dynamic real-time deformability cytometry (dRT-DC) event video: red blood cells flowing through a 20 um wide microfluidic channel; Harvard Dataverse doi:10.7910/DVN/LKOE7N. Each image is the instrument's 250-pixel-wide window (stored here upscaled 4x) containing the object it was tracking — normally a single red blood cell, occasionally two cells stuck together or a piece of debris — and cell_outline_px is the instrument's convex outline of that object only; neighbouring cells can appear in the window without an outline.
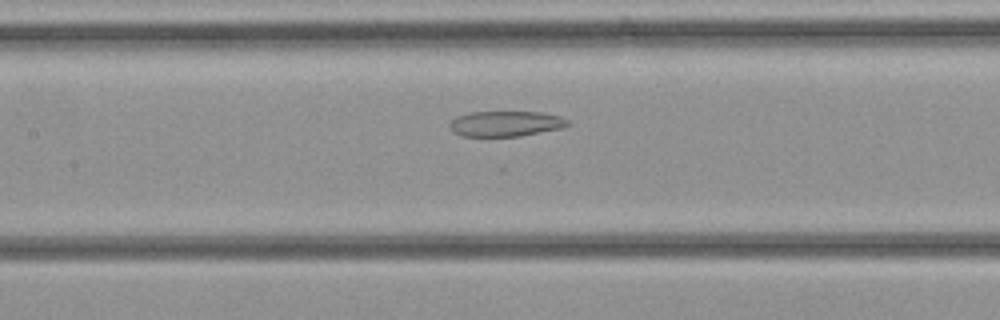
{"species": "common noctule bat (a hibernating species)", "species_latin": "Nyctalus noctula", "temperature_condition": "cold", "stored_images_in_passage": 30, "camera_frame_rate_fps": 3000, "um_per_image_px": 0.085, "animal": {"sex": "female", "body_mass_g": 21.9}, "frame": {"image": 1, "passage_image": 12, "time_ms": 3.667, "image_size_px": [1000, 320], "cell_outline_px": [[572, 124], [564, 128], [520, 136], [460, 136], [452, 132], [448, 124], [456, 116], [472, 112], [544, 112], [560, 116], [568, 120]], "centroid_in_image_um": [43.01, 10.51], "position_along_channel_um": 164.4, "area_um2": 17.74}}
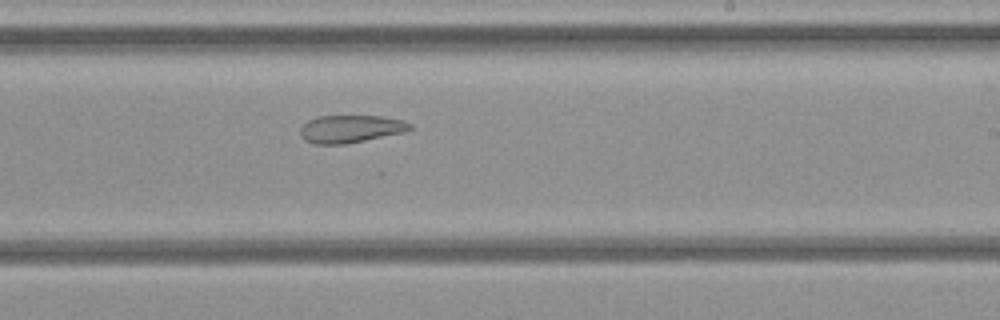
{"frame": {"image": 2, "passage_image": 17, "time_ms": 5.333, "image_size_px": [1000, 320], "cell_outline_px": [[412, 128], [404, 132], [344, 144], [312, 144], [304, 140], [300, 136], [300, 128], [308, 120], [316, 116], [384, 116], [404, 120], [412, 124]], "centroid_in_image_um": [29.78, 10.95], "position_along_channel_um": 259.2, "area_um2": 17.74}}
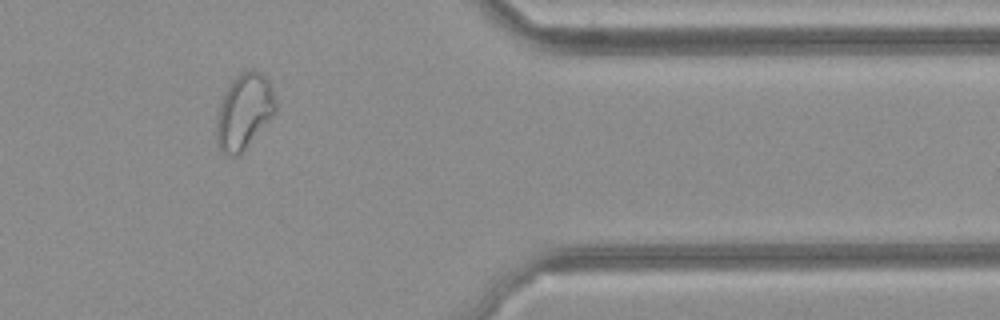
{"frame": {"image": 3, "passage_image": 25, "time_ms": 8.0, "image_size_px": [1000, 320], "cell_outline_px": [[276, 112], [244, 148], [236, 156], [228, 156], [216, 144], [216, 120], [220, 104], [224, 92], [232, 80], [236, 76], [252, 68], [260, 72], [268, 80], [272, 88], [276, 100]], "centroid_in_image_um": [20.74, 9.45], "position_along_channel_um": 390.7, "area_um2": 25.66}}